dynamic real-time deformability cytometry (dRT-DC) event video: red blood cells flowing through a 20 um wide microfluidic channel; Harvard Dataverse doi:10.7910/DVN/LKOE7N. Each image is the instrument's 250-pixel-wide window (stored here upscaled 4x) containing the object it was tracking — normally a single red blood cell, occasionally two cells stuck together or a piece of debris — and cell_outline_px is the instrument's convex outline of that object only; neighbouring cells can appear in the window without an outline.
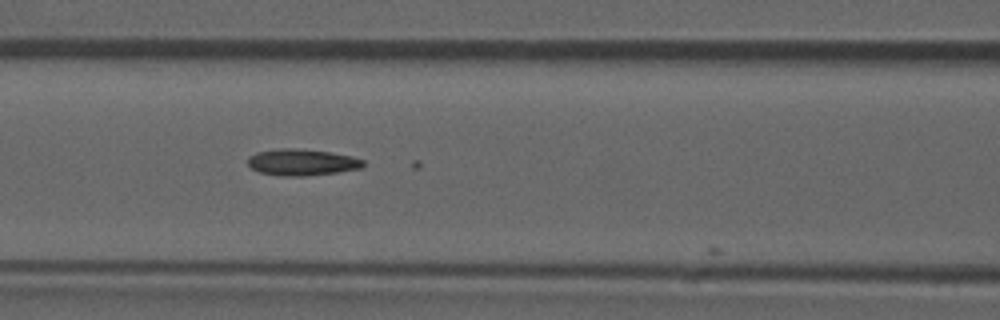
{"species": "common noctule bat (a hibernating species)", "species_latin": "Nyctalus noctula", "temperature_condition": "room temperature", "stored_images_in_passage": 23, "camera_frame_rate_fps": 3000, "um_per_image_px": 0.085, "animal": {"sex": "male", "forearm_length_mm": 52.5}, "frame": {"image": 1, "passage_image": 22, "time_ms": 7.0, "image_size_px": [1000, 320], "cell_outline_px": [[364, 164], [360, 168], [336, 172], [304, 176], [280, 176], [260, 172], [252, 168], [248, 164], [248, 156], [256, 152], [280, 148], [296, 148], [328, 152], [352, 156], [364, 160]], "centroid_in_image_um": [25.63, 13.79], "position_along_channel_um": 141.0, "area_um2": 17.69}}